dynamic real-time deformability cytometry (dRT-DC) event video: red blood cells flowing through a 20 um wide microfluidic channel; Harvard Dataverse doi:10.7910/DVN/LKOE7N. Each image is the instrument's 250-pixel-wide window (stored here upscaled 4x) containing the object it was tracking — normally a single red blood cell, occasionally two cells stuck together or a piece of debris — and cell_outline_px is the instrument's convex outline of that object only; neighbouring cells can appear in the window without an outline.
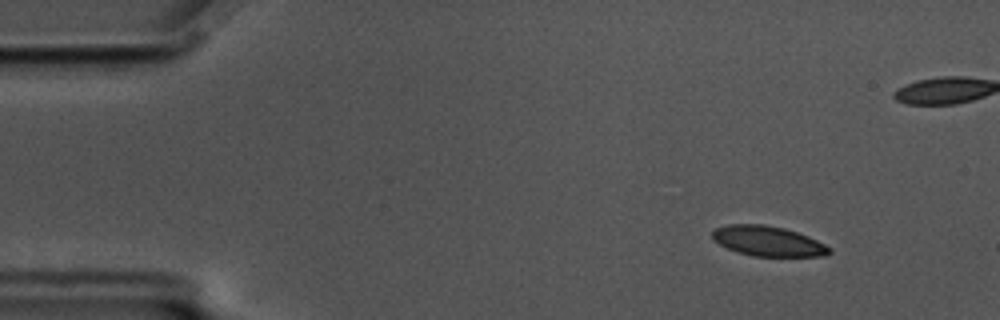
{"species": "common noctule bat (a hibernating species)", "species_latin": "Nyctalus noctula", "temperature_condition": "cold", "stored_images_in_passage": 59, "camera_frame_rate_fps": 3000, "um_per_image_px": 0.085, "animal": {"sex": "male", "body_mass_g": 17.5, "forearm_length_mm": 52.3}, "frame": {"image": 1, "passage_image": 7, "time_ms": 2.0, "image_size_px": [1000, 320], "cell_outline_px": [[832, 252], [824, 256], [752, 256], [728, 248], [712, 240], [712, 232], [716, 228], [728, 224], [764, 224], [784, 228], [808, 236], [832, 248]], "centroid_in_image_um": [65.28, 20.49], "position_along_channel_um": 19.7, "area_um2": 20.4}}
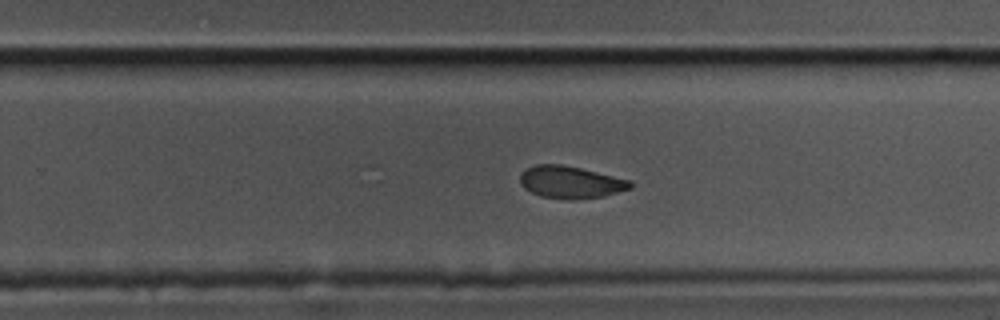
{"frame": {"image": 2, "passage_image": 37, "time_ms": 12.0, "image_size_px": [1000, 320], "cell_outline_px": [[632, 188], [604, 196], [576, 200], [564, 200], [540, 196], [524, 188], [520, 184], [520, 176], [528, 168], [536, 164], [560, 164], [580, 168], [632, 180]], "centroid_in_image_um": [48.52, 15.5], "position_along_channel_um": 281.3, "area_um2": 20.81}}
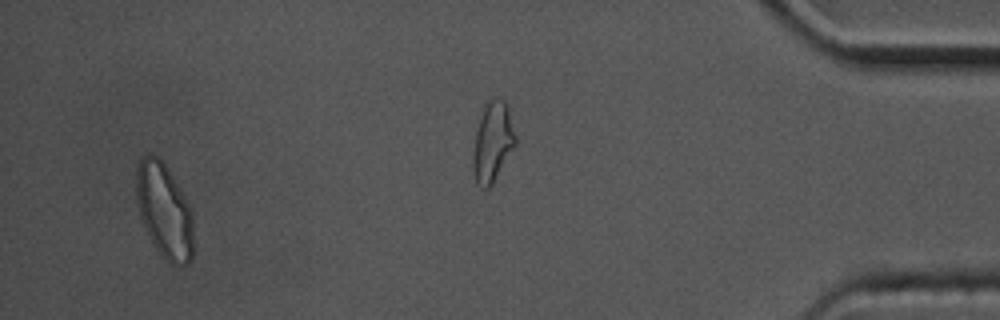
{"frame": {"image": 3, "passage_image": 56, "time_ms": 18.333, "image_size_px": [1000, 320], "cell_outline_px": [[192, 260], [188, 264], [172, 268], [164, 260], [152, 244], [140, 216], [136, 200], [136, 168], [140, 160], [148, 152], [156, 156], [168, 168], [180, 188], [192, 212]], "centroid_in_image_um": [13.95, 17.97], "position_along_channel_um": 421.2, "area_um2": 31.91}, "authors_computed_cell_mechanics": {"area_um2": 21.6172, "velocity_mm_per_s": 3.4735, "shape_relaxation_time_tau1_ms": 5.1514, "shape_relaxation_time_tau2_ms": 3.6658, "deformation_change_tau1": 0.1402, "deformation_change_tau2": 0.0666}}